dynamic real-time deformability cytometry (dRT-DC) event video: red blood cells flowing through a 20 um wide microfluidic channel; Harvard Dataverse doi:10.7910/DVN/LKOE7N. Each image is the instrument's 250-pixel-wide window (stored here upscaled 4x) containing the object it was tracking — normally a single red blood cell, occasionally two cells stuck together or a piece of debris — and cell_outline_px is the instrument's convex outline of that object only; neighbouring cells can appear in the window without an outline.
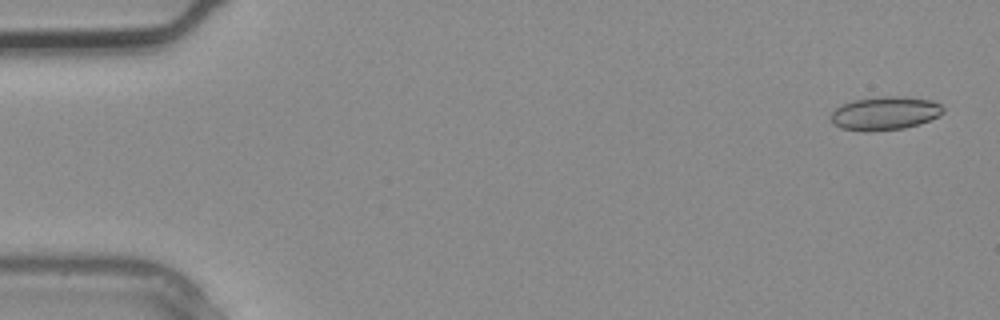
{"species": "common noctule bat (a hibernating species)", "species_latin": "Nyctalus noctula", "temperature_condition": "warm", "stored_images_in_passage": 3, "camera_frame_rate_fps": 3000, "um_per_image_px": 0.085, "animal": {"sex": "male", "body_mass_g": 20.4}, "frame": {"image": 1, "passage_image": 3, "time_ms": 0.667, "image_size_px": [1000, 320], "cell_outline_px": [[944, 112], [940, 116], [920, 124], [904, 128], [868, 132], [864, 132], [840, 128], [832, 124], [832, 112], [840, 104], [852, 100], [880, 96], [904, 96], [932, 100], [940, 104], [944, 108]], "centroid_in_image_um": [75.22, 9.63], "position_along_channel_um": 9.8, "area_um2": 22.31}}